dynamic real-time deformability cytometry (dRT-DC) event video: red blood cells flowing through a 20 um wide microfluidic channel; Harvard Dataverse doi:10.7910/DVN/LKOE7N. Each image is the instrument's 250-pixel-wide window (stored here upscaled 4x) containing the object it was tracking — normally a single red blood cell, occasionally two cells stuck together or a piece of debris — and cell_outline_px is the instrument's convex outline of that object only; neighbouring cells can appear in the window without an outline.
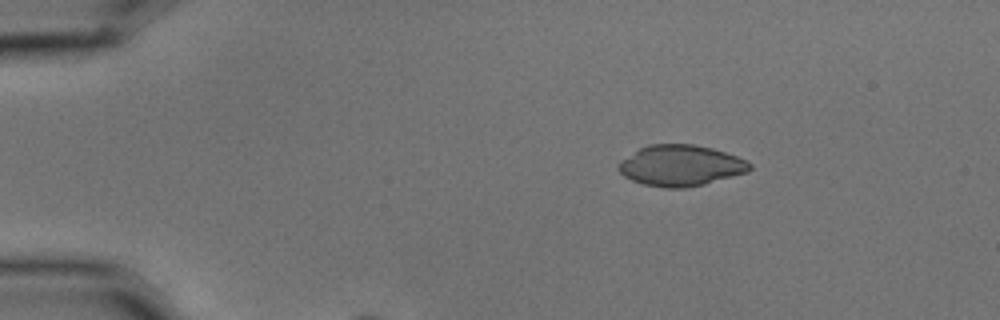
{"species": "common noctule bat (a hibernating species)", "species_latin": "Nyctalus noctula", "temperature_condition": "cold", "stored_images_in_passage": 4, "camera_frame_rate_fps": 3000, "um_per_image_px": 0.085, "animal": {"sex": "male", "body_mass_g": 15.6}, "frame": {"image": 1, "passage_image": 3, "time_ms": 0.667, "image_size_px": [1000, 320], "cell_outline_px": [[752, 168], [748, 172], [704, 184], [684, 188], [664, 188], [644, 184], [632, 180], [624, 176], [616, 168], [616, 164], [620, 160], [640, 148], [648, 144], [692, 144], [712, 148], [748, 160], [752, 164]], "centroid_in_image_um": [57.84, 14.07], "position_along_channel_um": 27.2, "area_um2": 31.44}}